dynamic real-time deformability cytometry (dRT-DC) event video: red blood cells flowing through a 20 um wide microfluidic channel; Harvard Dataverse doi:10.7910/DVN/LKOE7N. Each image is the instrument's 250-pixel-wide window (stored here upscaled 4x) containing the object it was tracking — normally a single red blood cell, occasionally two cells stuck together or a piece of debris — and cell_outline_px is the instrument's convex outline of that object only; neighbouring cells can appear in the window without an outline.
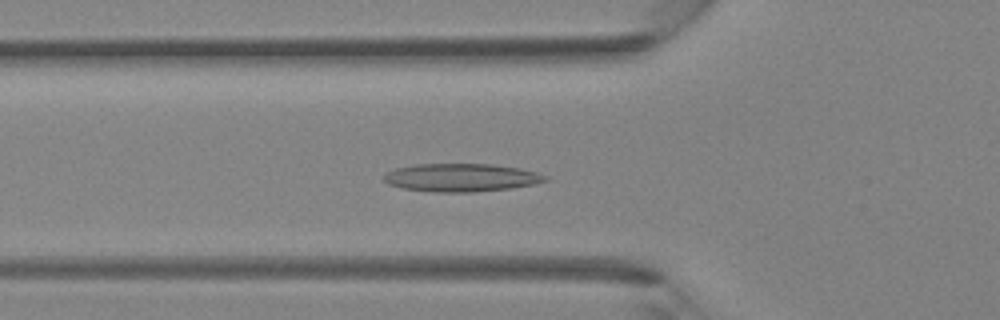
{"species": "Egyptian fruit bat (a non-hibernating species)", "species_latin": "Rousettus aegyptiacus", "temperature_condition": "room temperature", "stored_images_in_passage": 42, "camera_frame_rate_fps": 3000, "um_per_image_px": 0.085, "animal": {"sex": "female"}, "frame": {"image": 1, "passage_image": 15, "time_ms": 4.667, "image_size_px": [1000, 320], "cell_outline_px": [[548, 180], [532, 184], [512, 188], [472, 192], [432, 192], [400, 188], [388, 184], [384, 180], [384, 176], [388, 172], [396, 168], [416, 164], [492, 164], [520, 168], [536, 172], [548, 176]], "centroid_in_image_um": [39.2, 15.1], "position_along_channel_um": 86.6, "area_um2": 26.41}}
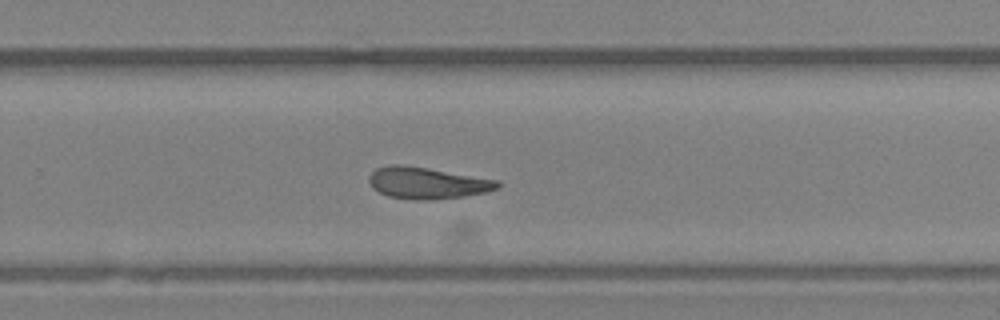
{"frame": {"image": 2, "passage_image": 28, "time_ms": 9.0, "image_size_px": [1000, 320], "cell_outline_px": [[500, 188], [484, 192], [464, 196], [432, 200], [416, 200], [388, 196], [372, 188], [368, 180], [368, 176], [376, 168], [388, 164], [400, 164], [428, 168], [500, 180]], "centroid_in_image_um": [36.3, 15.54], "position_along_channel_um": 293.5, "area_um2": 23.81}}
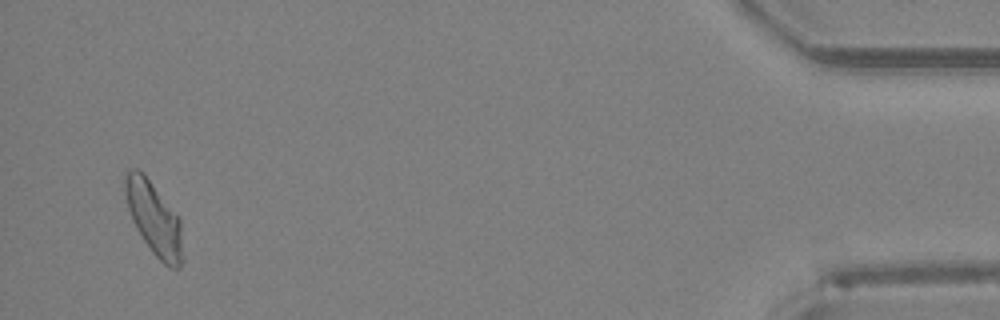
{"frame": {"image": 3, "passage_image": 41, "time_ms": 13.333, "image_size_px": [1000, 320], "cell_outline_px": [[184, 260], [180, 268], [168, 268], [152, 252], [136, 228], [132, 220], [124, 196], [124, 176], [132, 168], [140, 168], [144, 172], [180, 220]], "centroid_in_image_um": [13.09, 18.58], "position_along_channel_um": 422.1, "area_um2": 24.68}}